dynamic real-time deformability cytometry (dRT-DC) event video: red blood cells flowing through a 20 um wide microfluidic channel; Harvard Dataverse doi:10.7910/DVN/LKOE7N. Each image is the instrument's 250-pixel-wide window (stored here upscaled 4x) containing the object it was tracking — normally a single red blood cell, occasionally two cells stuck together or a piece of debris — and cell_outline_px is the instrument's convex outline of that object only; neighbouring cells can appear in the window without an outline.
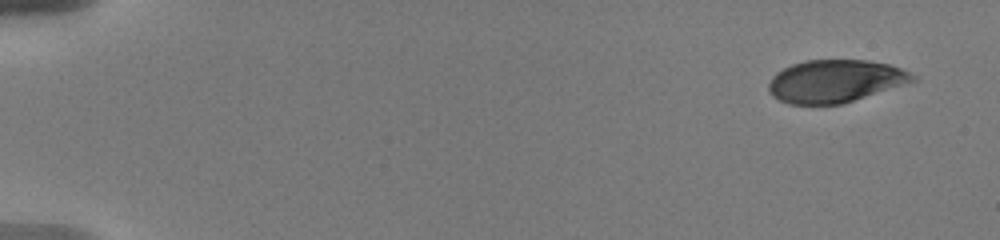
{"species": "human", "species_latin": "Homo sapiens", "temperature_condition": "warm", "stored_images_in_passage": 10, "camera_frame_rate_fps": 3000, "um_per_image_px": 0.085, "donor": {"sex": "male"}, "frame": {"image": 1, "passage_image": 1, "time_ms": 0.0, "image_size_px": [1000, 240], "cell_outline_px": [[916, 80], [840, 104], [788, 104], [772, 96], [768, 92], [768, 84], [772, 76], [776, 72], [792, 64], [804, 60], [868, 60], [888, 64], [900, 68], [916, 76]], "centroid_in_image_um": [70.92, 6.88], "position_along_channel_um": 14.1, "area_um2": 35.43}}
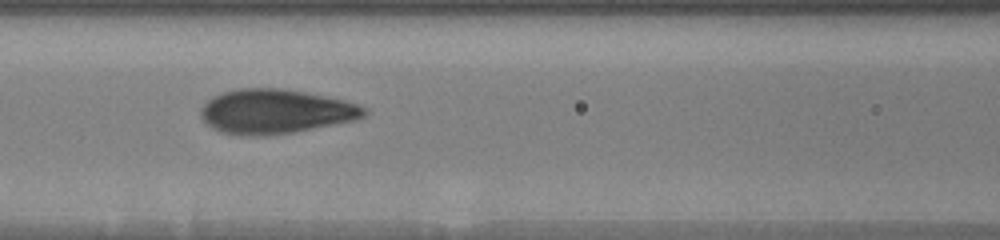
{"frame": {"image": 2, "passage_image": 9, "time_ms": 7.667, "image_size_px": [1000, 240], "cell_outline_px": [[368, 112], [364, 116], [356, 120], [292, 132], [268, 136], [240, 136], [220, 132], [212, 128], [200, 116], [200, 108], [212, 96], [224, 92], [240, 88], [284, 88], [344, 100], [368, 108]], "centroid_in_image_um": [23.39, 9.48], "position_along_channel_um": 143.2, "area_um2": 42.43}}
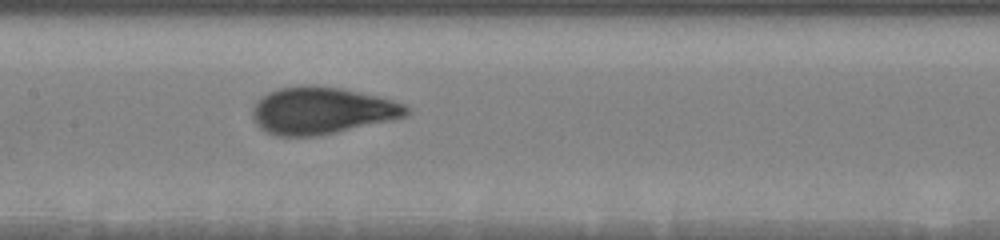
{"frame": {"image": 3, "passage_image": 10, "time_ms": 8.667, "image_size_px": [1000, 240], "cell_outline_px": [[408, 112], [404, 116], [392, 120], [320, 136], [276, 136], [260, 128], [256, 124], [252, 116], [252, 112], [256, 104], [268, 92], [280, 88], [304, 84], [316, 84], [340, 88], [380, 96], [404, 104], [408, 108]], "centroid_in_image_um": [27.35, 9.4], "position_along_channel_um": 180.1, "area_um2": 42.19}}